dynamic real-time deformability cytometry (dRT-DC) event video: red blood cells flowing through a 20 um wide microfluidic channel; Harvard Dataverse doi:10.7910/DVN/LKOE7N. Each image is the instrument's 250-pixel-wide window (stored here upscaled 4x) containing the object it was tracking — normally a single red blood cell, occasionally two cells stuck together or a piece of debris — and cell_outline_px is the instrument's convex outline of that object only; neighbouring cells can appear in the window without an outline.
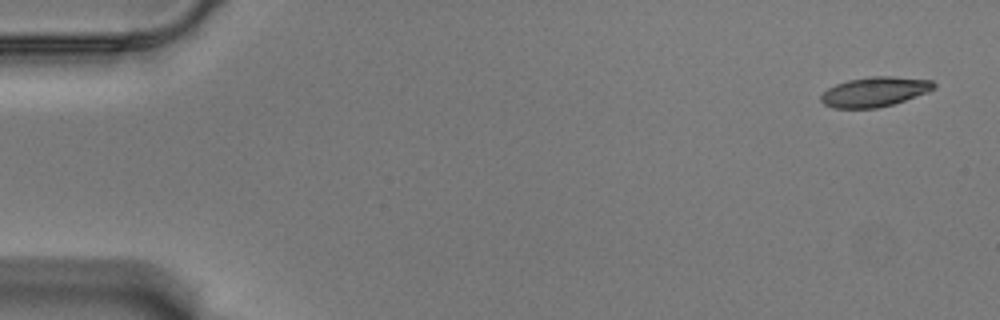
{"species": "Egyptian fruit bat (a non-hibernating species)", "species_latin": "Rousettus aegyptiacus", "temperature_condition": "warm", "stored_images_in_passage": 16, "camera_frame_rate_fps": 3000, "um_per_image_px": 0.085, "animal": {"sex": "male"}, "frame": {"image": 1, "passage_image": 1, "time_ms": 0.0, "image_size_px": [1000, 320], "cell_outline_px": [[936, 88], [928, 92], [892, 104], [876, 108], [832, 108], [824, 104], [820, 100], [820, 96], [828, 88], [836, 84], [848, 80], [872, 76], [892, 76], [932, 80], [936, 84]], "centroid_in_image_um": [74.35, 7.8], "position_along_channel_um": 10.7, "area_um2": 19.54}}
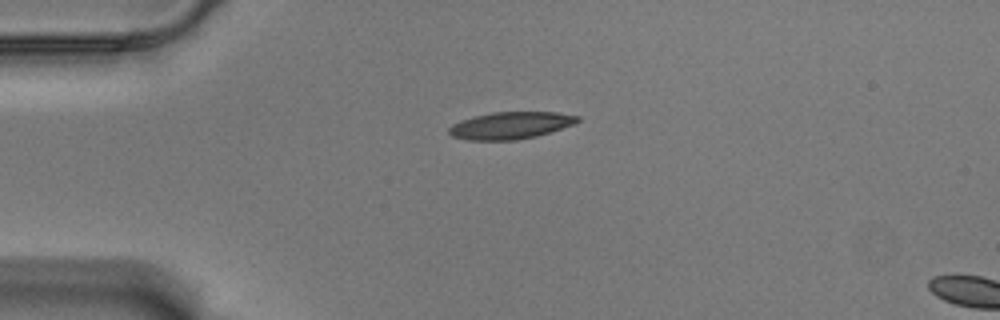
{"frame": {"image": 2, "passage_image": 13, "time_ms": 4.0, "image_size_px": [1000, 320], "cell_outline_px": [[580, 120], [572, 124], [536, 136], [516, 140], [468, 140], [452, 136], [448, 132], [448, 128], [452, 124], [460, 120], [492, 112], [556, 112], [580, 116]], "centroid_in_image_um": [43.36, 10.66], "position_along_channel_um": 41.6, "area_um2": 20.11}}